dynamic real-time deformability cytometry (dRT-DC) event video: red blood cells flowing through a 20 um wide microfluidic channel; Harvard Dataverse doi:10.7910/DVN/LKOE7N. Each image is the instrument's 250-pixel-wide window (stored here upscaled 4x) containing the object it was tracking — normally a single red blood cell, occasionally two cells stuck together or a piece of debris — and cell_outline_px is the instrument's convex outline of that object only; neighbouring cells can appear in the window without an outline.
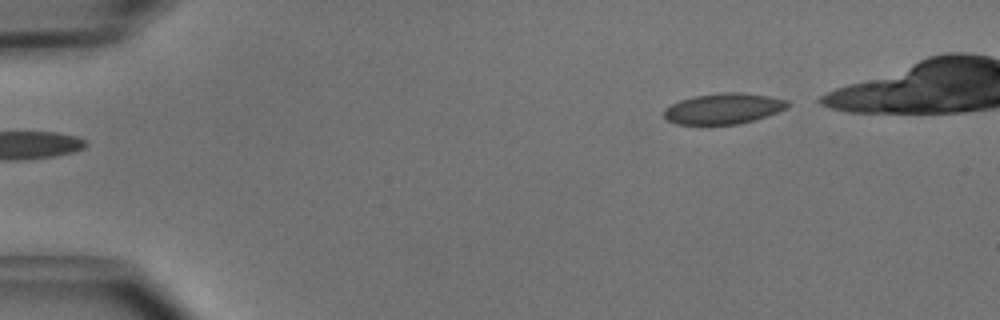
{"species": "common noctule bat (a hibernating species)", "species_latin": "Nyctalus noctula", "temperature_condition": "cold", "stored_images_in_passage": 39, "camera_frame_rate_fps": 3000, "um_per_image_px": 0.085, "animal": {"sex": "male", "body_mass_g": 15.6}, "frame": {"image": 1, "passage_image": 1, "time_ms": 0.0, "image_size_px": [1000, 320], "cell_outline_px": [[788, 108], [740, 124], [676, 124], [668, 120], [664, 116], [664, 108], [680, 100], [692, 96], [720, 92], [740, 92], [768, 96], [788, 100]], "centroid_in_image_um": [61.47, 9.22], "position_along_channel_um": 23.5, "area_um2": 22.02}}
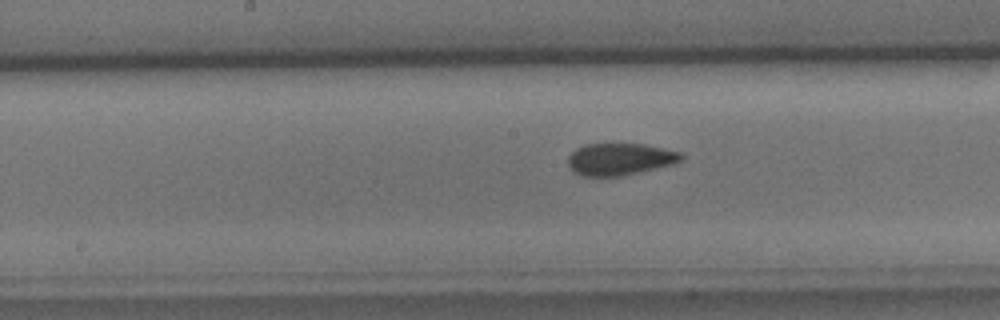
{"frame": {"image": 2, "passage_image": 20, "time_ms": 6.333, "image_size_px": [1000, 320], "cell_outline_px": [[684, 160], [672, 164], [620, 176], [584, 176], [576, 172], [568, 164], [568, 156], [576, 148], [584, 144], [644, 144], [680, 152], [684, 156]], "centroid_in_image_um": [52.69, 13.51], "position_along_channel_um": 195.5, "area_um2": 20.87}}
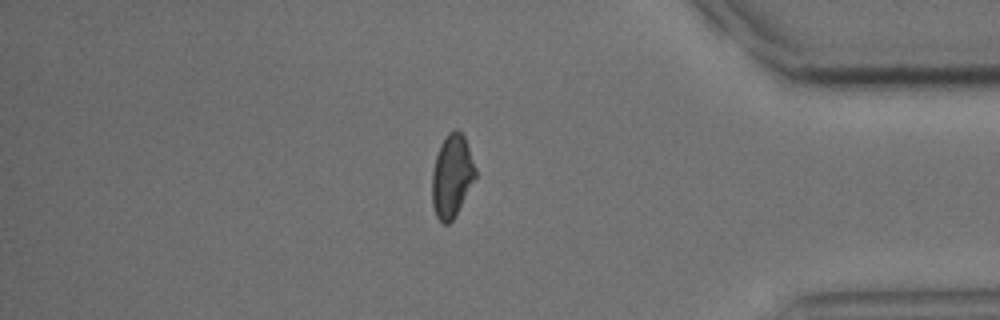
{"frame": {"image": 3, "passage_image": 37, "time_ms": 12.0, "image_size_px": [1000, 320], "cell_outline_px": [[476, 176], [456, 216], [448, 224], [444, 224], [436, 216], [432, 204], [432, 172], [436, 156], [440, 144], [448, 132], [456, 128], [464, 136], [476, 168]], "centroid_in_image_um": [38.4, 14.96], "position_along_channel_um": 396.8, "area_um2": 20.92}}